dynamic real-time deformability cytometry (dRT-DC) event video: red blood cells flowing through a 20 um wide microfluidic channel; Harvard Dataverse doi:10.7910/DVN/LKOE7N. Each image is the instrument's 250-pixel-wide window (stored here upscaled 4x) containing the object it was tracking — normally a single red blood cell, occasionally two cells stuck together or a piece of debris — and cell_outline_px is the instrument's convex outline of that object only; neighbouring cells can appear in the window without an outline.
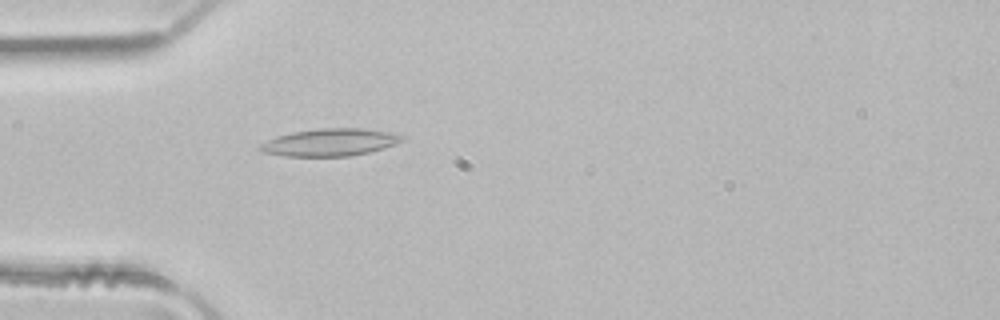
{"species": "common noctule bat (a hibernating species)", "species_latin": "Nyctalus noctula", "temperature_condition": "room temperature", "stored_images_in_passage": 3, "camera_frame_rate_fps": 3000, "um_per_image_px": 0.085, "animal": {"sex": "male", "body_mass_g": 21.5, "forearm_length_mm": 52.0}, "frame": {"image": 1, "passage_image": 3, "time_ms": 0.667, "image_size_px": [1000, 320], "cell_outline_px": [[404, 136], [396, 144], [384, 148], [352, 156], [284, 156], [264, 152], [260, 148], [260, 144], [276, 136], [292, 132], [320, 128], [360, 128], [388, 132]], "centroid_in_image_um": [28.03, 12.1], "position_along_channel_um": 57.0, "area_um2": 22.37}}